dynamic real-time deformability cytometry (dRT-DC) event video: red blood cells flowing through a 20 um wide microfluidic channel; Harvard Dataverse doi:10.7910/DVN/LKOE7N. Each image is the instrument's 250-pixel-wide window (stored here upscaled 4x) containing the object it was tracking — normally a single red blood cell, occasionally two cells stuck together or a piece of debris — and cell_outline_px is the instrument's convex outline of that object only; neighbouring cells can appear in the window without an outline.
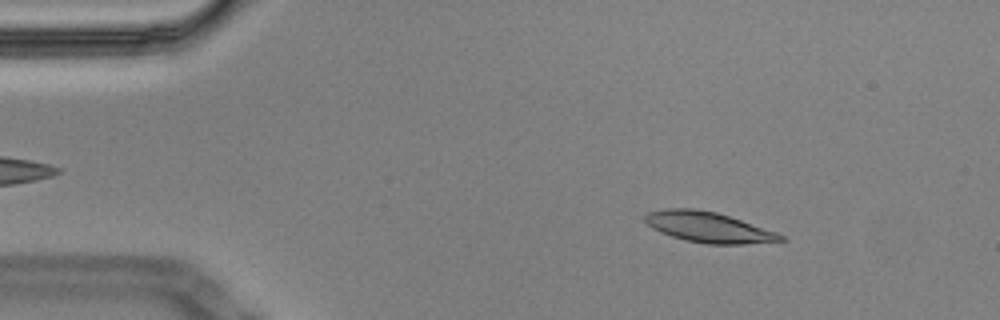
{"species": "Egyptian fruit bat (a non-hibernating species)", "species_latin": "Rousettus aegyptiacus", "temperature_condition": "cold", "stored_images_in_passage": 56, "camera_frame_rate_fps": 3000, "um_per_image_px": 0.085, "animal": {"sex": "male"}, "frame": {"image": 1, "passage_image": 7, "time_ms": 2.0, "image_size_px": [1000, 320], "cell_outline_px": [[788, 240], [744, 244], [704, 244], [684, 240], [660, 232], [652, 228], [644, 220], [644, 216], [648, 212], [668, 208], [692, 208], [716, 212], [776, 232], [784, 236]], "centroid_in_image_um": [60.19, 19.32], "position_along_channel_um": 24.8, "area_um2": 23.93}}
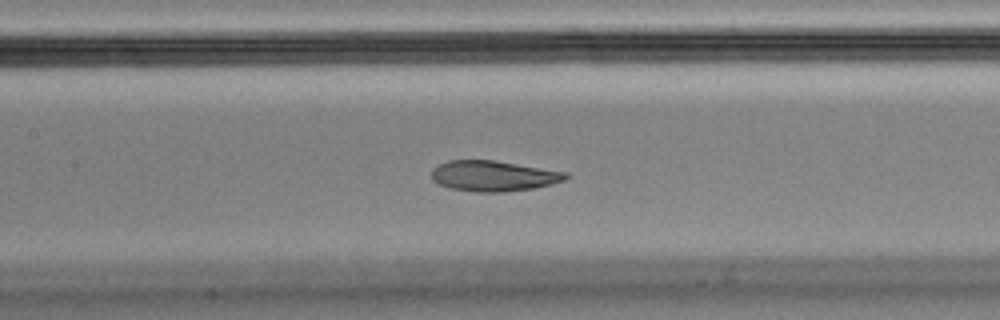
{"frame": {"image": 2, "passage_image": 25, "time_ms": 8.0, "image_size_px": [1000, 320], "cell_outline_px": [[572, 176], [564, 180], [532, 188], [504, 192], [476, 192], [452, 188], [440, 184], [432, 180], [432, 168], [448, 160], [492, 160], [568, 172]], "centroid_in_image_um": [41.95, 14.95], "position_along_channel_um": 165.5, "area_um2": 23.7}}
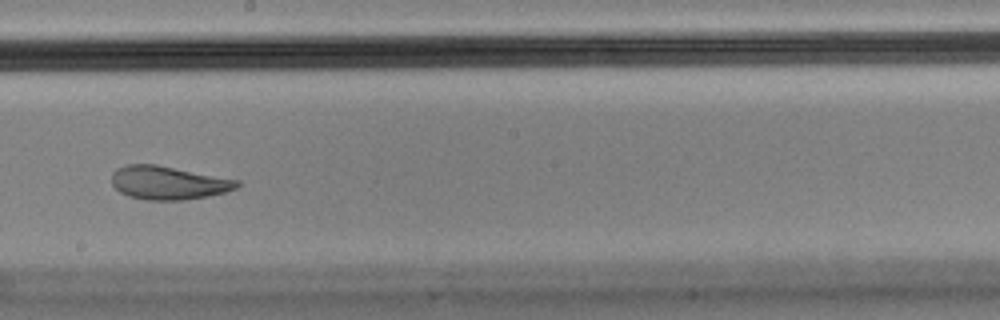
{"frame": {"image": 3, "passage_image": 31, "time_ms": 10.0, "image_size_px": [1000, 320], "cell_outline_px": [[240, 184], [236, 188], [224, 192], [208, 196], [184, 200], [148, 200], [128, 196], [120, 192], [112, 184], [112, 172], [116, 168], [124, 164], [156, 164], [240, 180]], "centroid_in_image_um": [14.29, 15.53], "position_along_channel_um": 233.9, "area_um2": 24.51}, "authors_computed_cell_mechanics": {"area_um2": 24.5072, "velocity_mm_per_s": 3.4354, "shape_relaxation_time_tau1_ms": null, "shape_relaxation_time_tau2_ms": 2.0197, "deformation_change_tau1": null, "deformation_change_tau2": 0.0674}}